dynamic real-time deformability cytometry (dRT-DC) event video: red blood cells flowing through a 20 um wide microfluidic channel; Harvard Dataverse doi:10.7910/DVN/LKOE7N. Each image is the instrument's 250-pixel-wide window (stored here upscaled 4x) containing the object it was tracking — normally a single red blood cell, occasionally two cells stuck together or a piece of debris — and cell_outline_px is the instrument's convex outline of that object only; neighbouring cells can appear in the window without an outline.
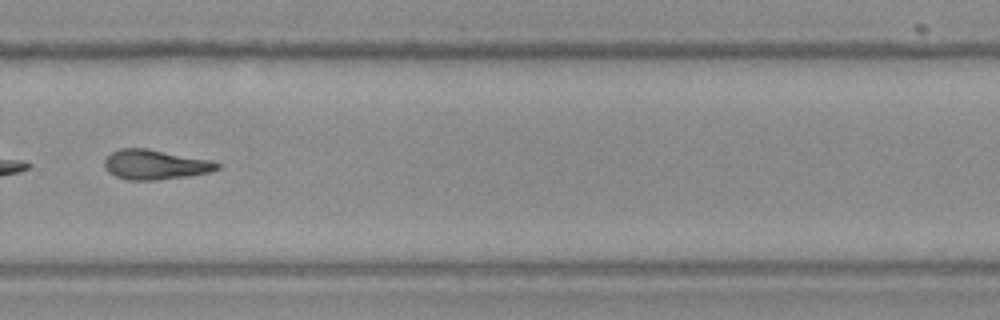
{"species": "Egyptian fruit bat (a non-hibernating species)", "species_latin": "Rousettus aegyptiacus", "temperature_condition": "warm", "stored_images_in_passage": 50, "segment_of_instrument_passage": [2, 2], "camera_frame_rate_fps": 3000, "um_per_image_px": 0.085, "frame": {"image": 1, "passage_image": 36, "time_ms": 11.667, "image_size_px": [1000, 320], "cell_outline_px": [[220, 168], [208, 172], [188, 176], [156, 180], [128, 180], [116, 176], [108, 172], [104, 164], [104, 160], [112, 152], [120, 148], [144, 148], [212, 160], [220, 164]], "centroid_in_image_um": [13.18, 13.99], "position_along_channel_um": 316.6, "area_um2": 19.42}}